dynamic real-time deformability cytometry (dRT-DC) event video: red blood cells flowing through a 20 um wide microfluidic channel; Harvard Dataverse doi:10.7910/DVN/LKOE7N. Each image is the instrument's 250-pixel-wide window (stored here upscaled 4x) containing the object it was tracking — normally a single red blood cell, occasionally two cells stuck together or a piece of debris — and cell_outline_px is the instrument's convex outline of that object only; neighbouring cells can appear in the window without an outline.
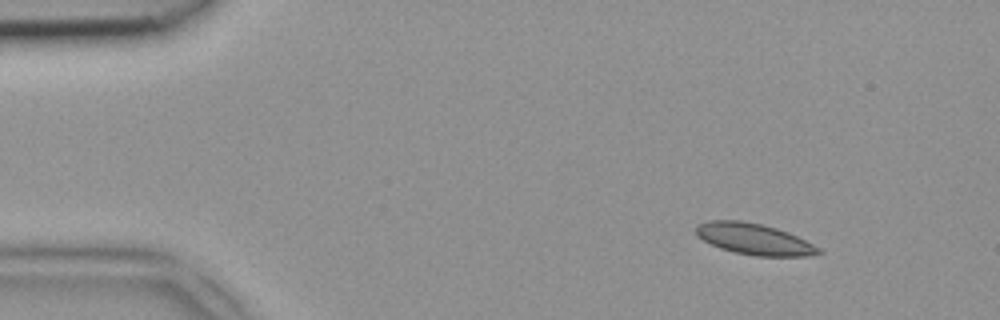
{"species": "common noctule bat (a hibernating species)", "species_latin": "Nyctalus noctula", "temperature_condition": "room temperature", "stored_images_in_passage": 47, "camera_frame_rate_fps": 3000, "um_per_image_px": 0.085, "animal": {"sex": "female", "body_mass_g": 18.4}, "frame": {"image": 1, "passage_image": 6, "time_ms": 1.667, "image_size_px": [1000, 320], "cell_outline_px": [[824, 252], [808, 256], [756, 256], [736, 252], [720, 248], [704, 240], [696, 232], [696, 224], [708, 220], [740, 220], [760, 224], [776, 228], [788, 232], [820, 248]], "centroid_in_image_um": [64.1, 20.31], "position_along_channel_um": 20.9, "area_um2": 22.02}}
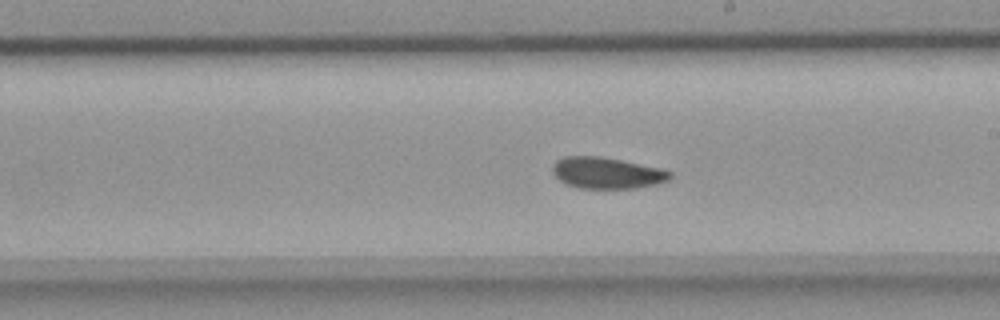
{"frame": {"image": 2, "passage_image": 27, "time_ms": 8.667, "image_size_px": [1000, 320], "cell_outline_px": [[672, 176], [668, 180], [656, 184], [636, 188], [580, 188], [568, 184], [560, 180], [552, 172], [552, 164], [556, 160], [564, 156], [600, 156], [660, 168], [672, 172]], "centroid_in_image_um": [51.57, 14.69], "position_along_channel_um": 237.4, "area_um2": 21.33}}
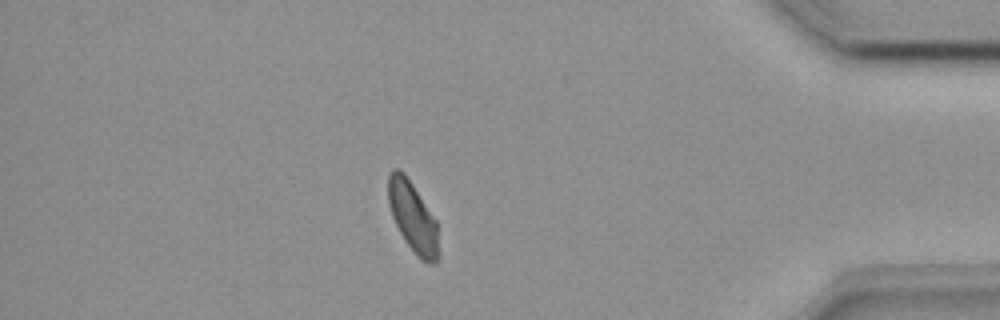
{"frame": {"image": 3, "passage_image": 41, "time_ms": 13.333, "image_size_px": [1000, 320], "cell_outline_px": [[436, 264], [428, 264], [420, 260], [404, 240], [392, 216], [388, 204], [388, 176], [392, 168], [400, 168], [404, 172], [436, 220]], "centroid_in_image_um": [35.04, 18.41], "position_along_channel_um": 400.2, "area_um2": 20.23}}